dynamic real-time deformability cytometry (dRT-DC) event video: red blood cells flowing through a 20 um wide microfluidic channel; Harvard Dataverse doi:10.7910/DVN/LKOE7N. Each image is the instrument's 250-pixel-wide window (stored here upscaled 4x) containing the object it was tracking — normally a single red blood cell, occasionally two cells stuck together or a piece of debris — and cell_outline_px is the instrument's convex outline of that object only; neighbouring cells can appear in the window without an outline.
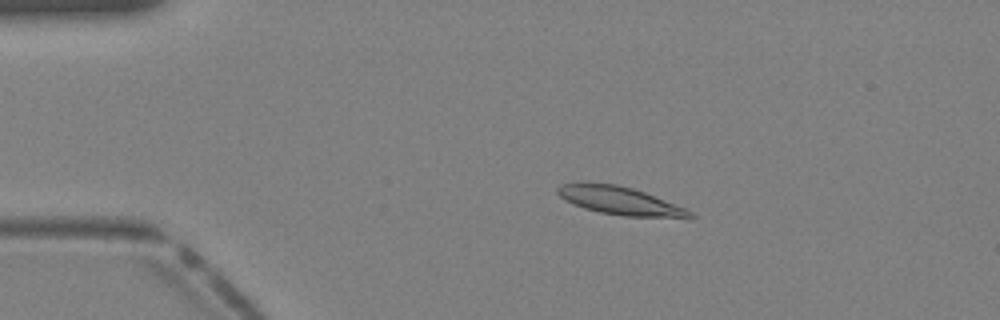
{"species": "Egyptian fruit bat (a non-hibernating species)", "species_latin": "Rousettus aegyptiacus", "temperature_condition": "warm", "stored_images_in_passage": 40, "camera_frame_rate_fps": 3000, "um_per_image_px": 0.085, "animal": {"sex": "female"}, "frame": {"image": 1, "passage_image": 8, "time_ms": 2.333, "image_size_px": [1000, 320], "cell_outline_px": [[696, 216], [624, 216], [600, 212], [584, 208], [572, 204], [560, 196], [556, 192], [556, 188], [560, 184], [576, 180], [616, 184], [632, 188], [644, 192], [684, 208], [692, 212]], "centroid_in_image_um": [52.49, 16.99], "position_along_channel_um": 32.5, "area_um2": 21.44}}
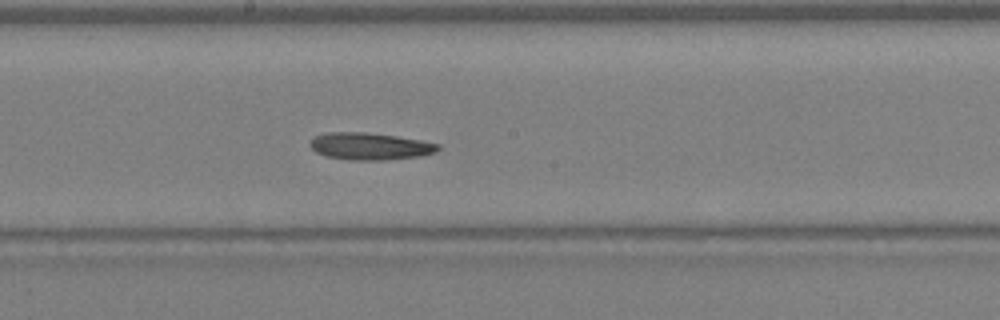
{"frame": {"image": 2, "passage_image": 22, "time_ms": 7.0, "image_size_px": [1000, 320], "cell_outline_px": [[440, 148], [436, 152], [420, 156], [384, 160], [356, 160], [328, 156], [316, 152], [308, 144], [316, 136], [328, 132], [364, 132], [396, 136], [420, 140], [440, 144]], "centroid_in_image_um": [31.47, 12.43], "position_along_channel_um": 216.7, "area_um2": 20.0}}
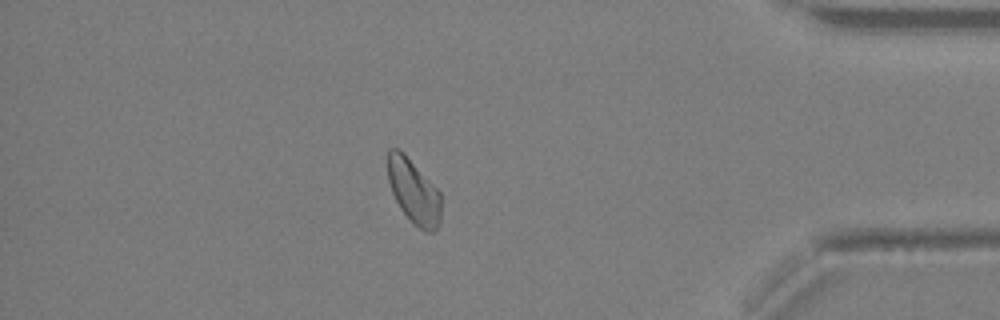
{"frame": {"image": 3, "passage_image": 35, "time_ms": 11.333, "image_size_px": [1000, 320], "cell_outline_px": [[440, 224], [432, 232], [424, 232], [400, 208], [392, 192], [388, 180], [388, 148], [396, 148], [404, 152], [440, 192]], "centroid_in_image_um": [35.16, 16.25], "position_along_channel_um": 400.0, "area_um2": 19.71}}